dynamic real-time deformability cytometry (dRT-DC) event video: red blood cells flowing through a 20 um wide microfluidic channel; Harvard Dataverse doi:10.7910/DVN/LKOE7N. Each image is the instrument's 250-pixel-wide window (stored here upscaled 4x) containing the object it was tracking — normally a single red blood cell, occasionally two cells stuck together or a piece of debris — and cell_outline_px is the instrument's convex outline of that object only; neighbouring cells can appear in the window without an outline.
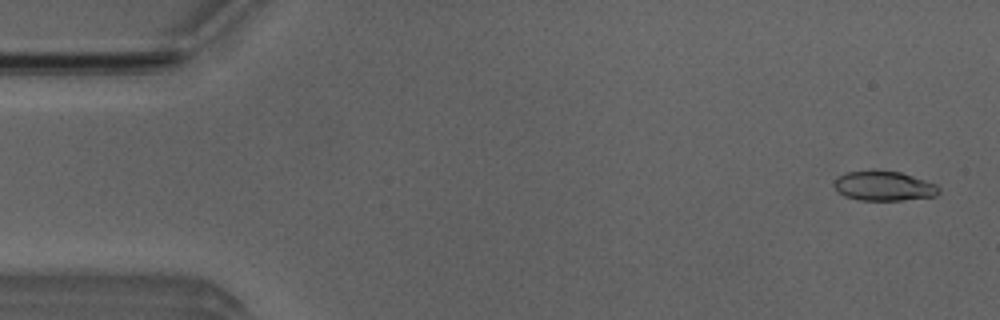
{"species": "Egyptian fruit bat (a non-hibernating species)", "species_latin": "Rousettus aegyptiacus", "temperature_condition": "room temperature", "stored_images_in_passage": 41, "camera_frame_rate_fps": 3000, "um_per_image_px": 0.085, "animal": {"sex": "male"}, "frame": {"image": 1, "passage_image": 2, "time_ms": 0.333, "image_size_px": [1000, 320], "cell_outline_px": [[940, 192], [936, 196], [904, 200], [860, 200], [844, 196], [832, 184], [840, 176], [848, 172], [876, 168], [900, 172], [936, 184], [940, 188]], "centroid_in_image_um": [75.14, 15.79], "position_along_channel_um": 9.9, "area_um2": 18.32}}
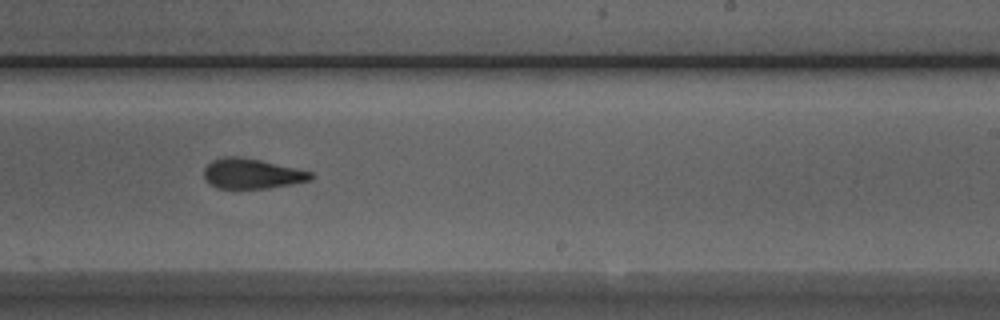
{"frame": {"image": 2, "passage_image": 31, "time_ms": 10.0, "image_size_px": [1000, 320], "cell_outline_px": [[312, 180], [292, 184], [268, 188], [216, 188], [204, 176], [204, 168], [212, 160], [224, 156], [240, 156], [260, 160], [296, 168], [312, 172]], "centroid_in_image_um": [21.41, 14.75], "position_along_channel_um": 267.6, "area_um2": 18.61}}
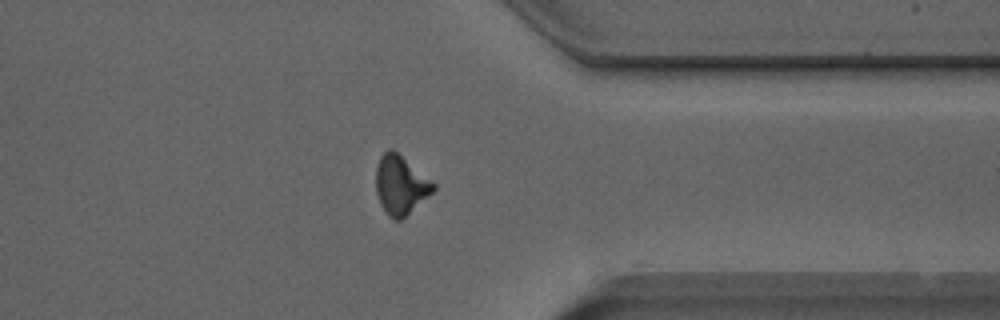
{"frame": {"image": 3, "passage_image": 40, "time_ms": 13.0, "image_size_px": [1000, 320], "cell_outline_px": [[436, 188], [432, 192], [400, 220], [396, 220], [388, 216], [380, 204], [376, 192], [376, 168], [380, 156], [388, 148], [392, 148], [436, 184]], "centroid_in_image_um": [34.02, 15.7], "position_along_channel_um": 377.4, "area_um2": 19.42}, "authors_computed_cell_mechanics": {"area_um2": 19.1318, "velocity_mm_per_s": 3.9355, "shape_relaxation_time_tau1_ms": 6.9095, "shape_relaxation_time_tau2_ms": 2.5384, "deformation_change_tau1": 0.231, "deformation_change_tau2": 0.085}}